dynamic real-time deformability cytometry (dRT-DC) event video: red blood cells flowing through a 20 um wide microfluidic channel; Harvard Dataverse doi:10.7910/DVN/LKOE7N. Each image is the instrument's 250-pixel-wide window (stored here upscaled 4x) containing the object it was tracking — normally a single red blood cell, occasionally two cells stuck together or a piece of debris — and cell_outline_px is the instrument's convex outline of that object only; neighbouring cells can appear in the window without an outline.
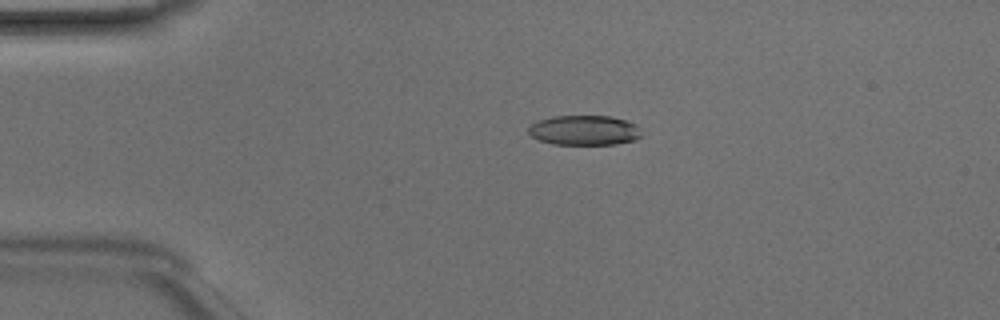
{"species": "Egyptian fruit bat (a non-hibernating species)", "species_latin": "Rousettus aegyptiacus", "temperature_condition": "room temperature", "stored_images_in_passage": 45, "camera_frame_rate_fps": 3000, "um_per_image_px": 0.085, "animal": {"sex": "male"}, "frame": {"image": 1, "passage_image": 7, "time_ms": 2.0, "image_size_px": [1000, 320], "cell_outline_px": [[640, 136], [636, 140], [616, 144], [552, 144], [540, 140], [532, 136], [528, 132], [528, 128], [536, 120], [552, 116], [612, 116], [636, 124], [640, 128]], "centroid_in_image_um": [49.66, 11.07], "position_along_channel_um": 35.3, "area_um2": 19.71}}
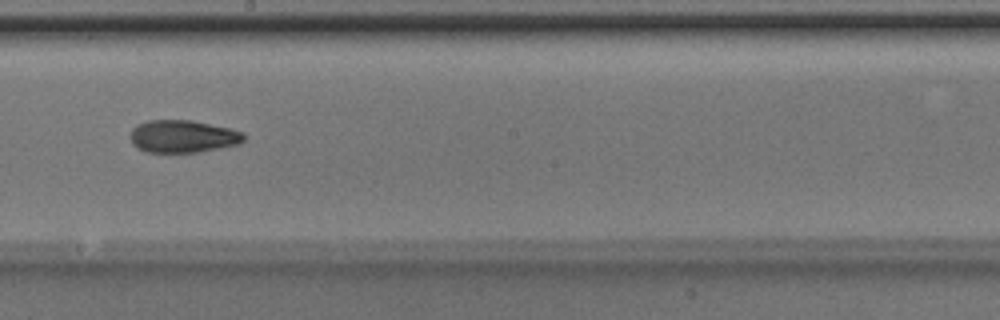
{"frame": {"image": 2, "passage_image": 24, "time_ms": 7.667, "image_size_px": [1000, 320], "cell_outline_px": [[244, 140], [240, 144], [196, 152], [148, 152], [136, 148], [132, 144], [128, 136], [132, 128], [136, 124], [148, 120], [192, 120], [228, 128], [244, 132]], "centroid_in_image_um": [15.49, 11.59], "position_along_channel_um": 232.7, "area_um2": 21.68}}
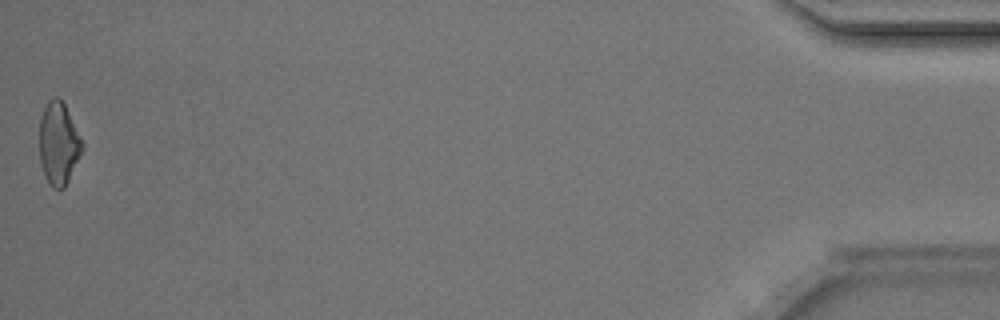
{"frame": {"image": 3, "passage_image": 45, "time_ms": 14.667, "image_size_px": [1000, 320], "cell_outline_px": [[84, 148], [64, 188], [52, 188], [48, 184], [44, 176], [40, 160], [40, 116], [48, 100], [52, 96], [60, 96], [84, 144]], "centroid_in_image_um": [4.97, 12.18], "position_along_channel_um": 430.2, "area_um2": 20.58}, "authors_computed_cell_mechanics": {"area_um2": 20.7502, "velocity_mm_per_s": 4.1958, "shape_relaxation_time_tau1_ms": 6.0209, "shape_relaxation_time_tau2_ms": 3.4754, "deformation_change_tau1": 0.1694, "deformation_change_tau2": 0.1031}}